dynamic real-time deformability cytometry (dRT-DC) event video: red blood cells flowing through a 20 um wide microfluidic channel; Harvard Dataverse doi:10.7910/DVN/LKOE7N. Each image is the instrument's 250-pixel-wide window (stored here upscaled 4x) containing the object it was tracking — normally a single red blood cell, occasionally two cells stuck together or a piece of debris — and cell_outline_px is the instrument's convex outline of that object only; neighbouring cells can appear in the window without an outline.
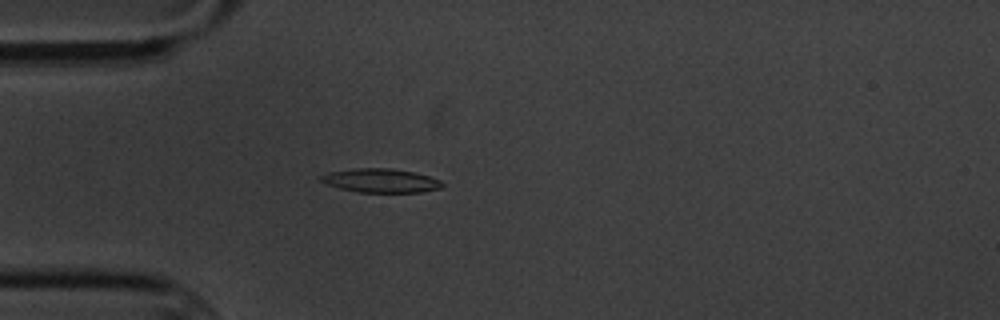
{"species": "common noctule bat (a hibernating species)", "species_latin": "Nyctalus noctula", "temperature_condition": "cold", "stored_images_in_passage": 3, "camera_frame_rate_fps": 3000, "um_per_image_px": 0.085, "animal": {"sex": "male", "body_mass_g": 20.1, "forearm_length_mm": 53.5}, "frame": {"image": 1, "passage_image": 3, "time_ms": 3.333, "image_size_px": [1000, 320], "cell_outline_px": [[444, 184], [440, 188], [420, 192], [360, 192], [340, 188], [328, 184], [320, 180], [320, 176], [328, 172], [356, 168], [388, 168], [412, 172], [428, 176], [440, 180]], "centroid_in_image_um": [32.36, 15.35], "position_along_channel_um": 52.6, "area_um2": 16.59}}